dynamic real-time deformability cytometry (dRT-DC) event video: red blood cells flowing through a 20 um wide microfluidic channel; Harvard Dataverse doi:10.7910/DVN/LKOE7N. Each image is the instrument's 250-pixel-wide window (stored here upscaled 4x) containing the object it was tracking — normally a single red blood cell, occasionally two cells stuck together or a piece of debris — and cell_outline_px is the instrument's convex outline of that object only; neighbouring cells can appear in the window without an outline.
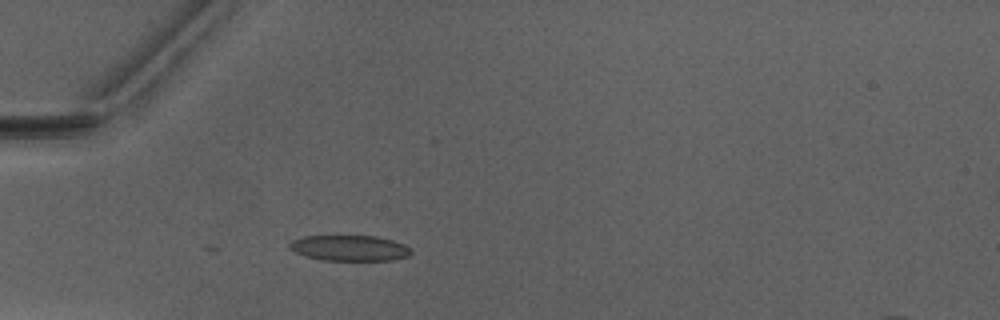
{"species": "Egyptian fruit bat (a non-hibernating species)", "species_latin": "Rousettus aegyptiacus", "temperature_condition": "warm", "stored_images_in_passage": 19, "camera_frame_rate_fps": 3000, "um_per_image_px": 0.085, "animal": {"sex": "male"}, "frame": {"image": 1, "passage_image": 16, "time_ms": 5.0, "image_size_px": [1000, 320], "cell_outline_px": [[412, 252], [408, 256], [392, 260], [320, 260], [304, 256], [288, 248], [288, 244], [292, 240], [304, 236], [376, 236], [392, 240], [404, 244]], "centroid_in_image_um": [29.67, 21.08], "position_along_channel_um": 55.3, "area_um2": 18.15}}